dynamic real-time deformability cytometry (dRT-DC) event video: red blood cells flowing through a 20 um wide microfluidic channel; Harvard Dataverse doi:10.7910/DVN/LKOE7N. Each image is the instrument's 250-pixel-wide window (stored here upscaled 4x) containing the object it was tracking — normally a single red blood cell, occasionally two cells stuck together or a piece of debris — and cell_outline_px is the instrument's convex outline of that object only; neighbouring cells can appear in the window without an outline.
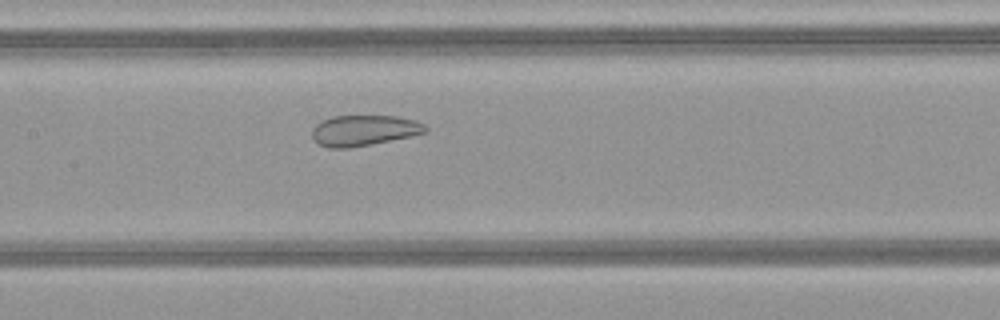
{"species": "common noctule bat (a hibernating species)", "species_latin": "Nyctalus noctula", "temperature_condition": "warm", "stored_images_in_passage": 46, "camera_frame_rate_fps": 3000, "um_per_image_px": 0.085, "animal": {"sex": "female", "body_mass_g": 21.9}, "frame": {"image": 1, "passage_image": 21, "time_ms": 6.667, "image_size_px": [1000, 320], "cell_outline_px": [[428, 128], [424, 132], [408, 136], [372, 144], [348, 148], [328, 148], [316, 144], [312, 140], [312, 128], [316, 124], [332, 116], [396, 116], [416, 120], [424, 124]], "centroid_in_image_um": [30.87, 11.09], "position_along_channel_um": 176.5, "area_um2": 20.23}}
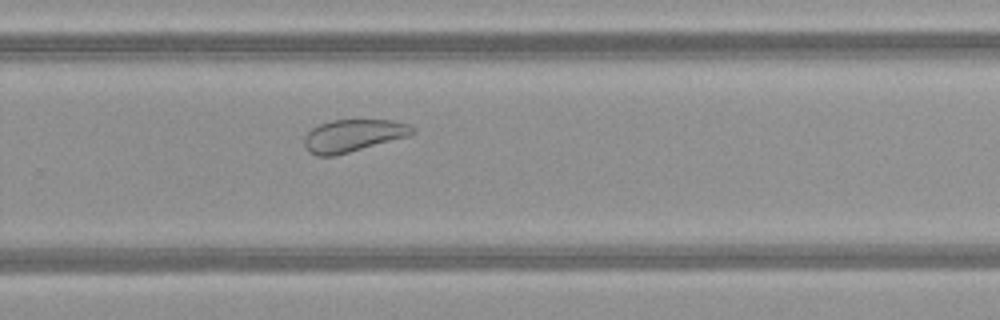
{"frame": {"image": 2, "passage_image": 30, "time_ms": 9.667, "image_size_px": [1000, 320], "cell_outline_px": [[416, 132], [408, 136], [336, 156], [316, 156], [308, 152], [304, 144], [304, 136], [312, 128], [320, 124], [332, 120], [392, 120], [408, 124], [416, 128]], "centroid_in_image_um": [30.01, 11.53], "position_along_channel_um": 299.8, "area_um2": 20.52}}
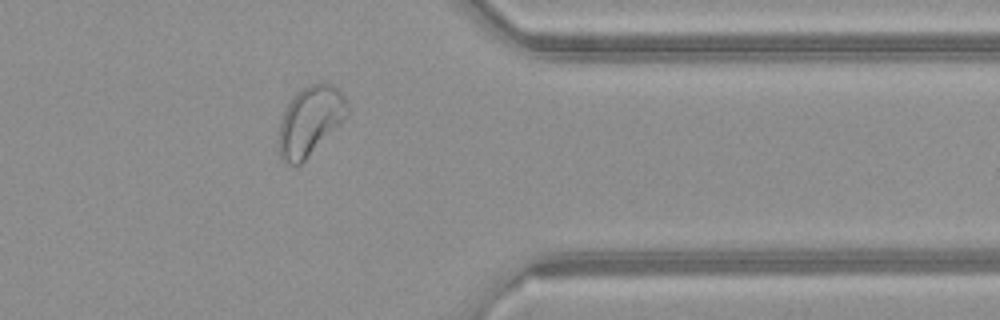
{"frame": {"image": 3, "passage_image": 37, "time_ms": 12.0, "image_size_px": [1000, 320], "cell_outline_px": [[348, 116], [300, 164], [284, 164], [280, 156], [280, 120], [288, 104], [296, 92], [308, 84], [320, 80], [332, 84], [340, 92], [348, 104]], "centroid_in_image_um": [26.37, 10.22], "position_along_channel_um": 385.0, "area_um2": 27.4}, "authors_computed_cell_mechanics": {"area_um2": 28.033, "velocity_mm_per_s": 4.1299, "shape_relaxation_time_tau1_ms": null, "shape_relaxation_time_tau2_ms": 1.3029, "deformation_change_tau1": null, "deformation_change_tau2": 0.0693}}